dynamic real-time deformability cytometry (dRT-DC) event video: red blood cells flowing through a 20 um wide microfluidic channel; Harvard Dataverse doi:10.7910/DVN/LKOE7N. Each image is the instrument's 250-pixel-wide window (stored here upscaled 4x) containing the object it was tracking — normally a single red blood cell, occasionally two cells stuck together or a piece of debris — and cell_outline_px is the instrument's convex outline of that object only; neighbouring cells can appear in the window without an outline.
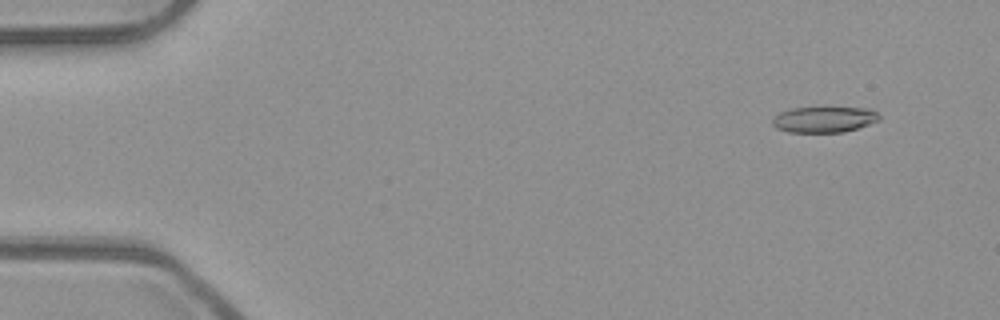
{"species": "common noctule bat (a hibernating species)", "species_latin": "Nyctalus noctula", "temperature_condition": "room temperature", "stored_images_in_passage": 15, "camera_frame_rate_fps": 3000, "um_per_image_px": 0.085, "animal": {"sex": "male", "body_mass_g": 23.1, "forearm_length_mm": 52.7}, "frame": {"image": 1, "passage_image": 4, "time_ms": 1.0, "image_size_px": [1000, 320], "cell_outline_px": [[880, 120], [844, 132], [788, 132], [776, 128], [772, 124], [772, 120], [780, 112], [792, 108], [820, 104], [872, 108], [880, 116]], "centroid_in_image_um": [70.07, 10.08], "position_along_channel_um": 14.9, "area_um2": 17.11}}